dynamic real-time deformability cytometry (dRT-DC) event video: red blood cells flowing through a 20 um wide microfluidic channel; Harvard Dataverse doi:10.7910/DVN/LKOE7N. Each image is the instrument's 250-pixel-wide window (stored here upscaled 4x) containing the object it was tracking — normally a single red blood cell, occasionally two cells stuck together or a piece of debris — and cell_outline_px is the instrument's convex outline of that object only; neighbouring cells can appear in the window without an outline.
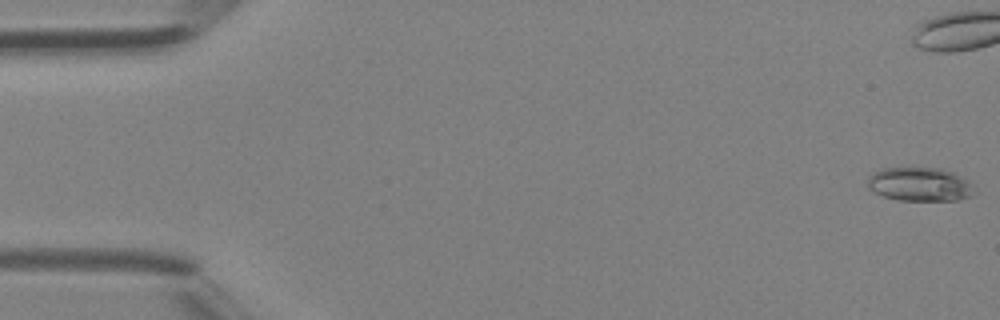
{"species": "Egyptian fruit bat (a non-hibernating species)", "species_latin": "Rousettus aegyptiacus", "temperature_condition": "room temperature", "stored_images_in_passage": 48, "camera_frame_rate_fps": 3000, "um_per_image_px": 0.085, "animal": {"sex": "female"}, "frame": {"image": 1, "passage_image": 1, "time_ms": 0.0, "image_size_px": [1000, 320], "cell_outline_px": [[976, 192], [972, 196], [960, 200], [896, 200], [884, 196], [868, 188], [868, 176], [872, 172], [884, 168], [940, 168], [952, 172], [968, 180], [972, 184]], "centroid_in_image_um": [78.21, 15.67], "position_along_channel_um": 6.8, "area_um2": 21.1}}
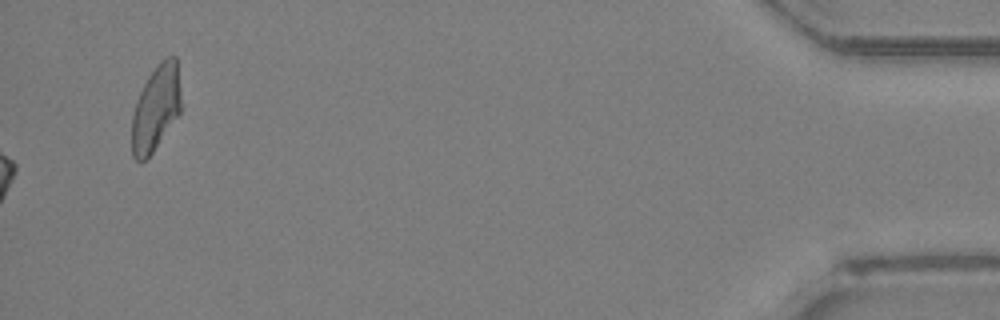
{"frame": {"image": 2, "passage_image": 48, "time_ms": 15.667, "image_size_px": [1000, 320], "cell_outline_px": [[180, 112], [152, 152], [140, 164], [132, 156], [132, 116], [136, 100], [148, 76], [156, 64], [160, 60], [168, 56], [176, 56], [180, 96]], "centroid_in_image_um": [13.22, 9.18], "position_along_channel_um": 422.0, "area_um2": 24.28}, "authors_computed_cell_mechanics": {"area_um2": 18.4093, "velocity_mm_per_s": 4.4359, "shape_relaxation_time_tau1_ms": 4.1528, "shape_relaxation_time_tau2_ms": null, "deformation_change_tau1": 0.1139, "deformation_change_tau2": null}}